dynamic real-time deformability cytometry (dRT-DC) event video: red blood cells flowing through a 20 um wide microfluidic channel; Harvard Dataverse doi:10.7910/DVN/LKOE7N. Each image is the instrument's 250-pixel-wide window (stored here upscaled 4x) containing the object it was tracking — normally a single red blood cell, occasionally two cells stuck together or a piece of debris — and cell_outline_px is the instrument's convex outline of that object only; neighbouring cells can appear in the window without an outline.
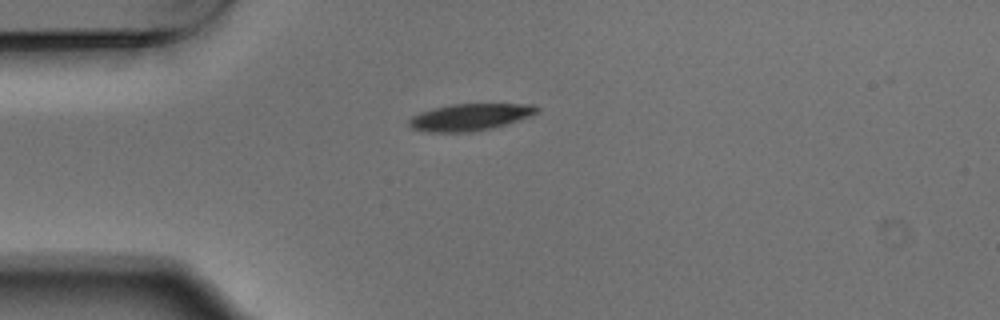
{"species": "Egyptian fruit bat (a non-hibernating species)", "species_latin": "Rousettus aegyptiacus", "temperature_condition": "warm", "stored_images_in_passage": 3, "camera_frame_rate_fps": 3000, "um_per_image_px": 0.085, "animal": {"sex": "male"}, "frame": {"image": 1, "passage_image": 1, "time_ms": 0.0, "image_size_px": [1000, 320], "cell_outline_px": [[540, 112], [492, 128], [468, 132], [428, 132], [412, 128], [408, 124], [408, 120], [412, 116], [420, 112], [432, 108], [452, 104], [532, 104], [540, 108]], "centroid_in_image_um": [39.91, 9.94], "position_along_channel_um": 45.1, "area_um2": 19.88}}
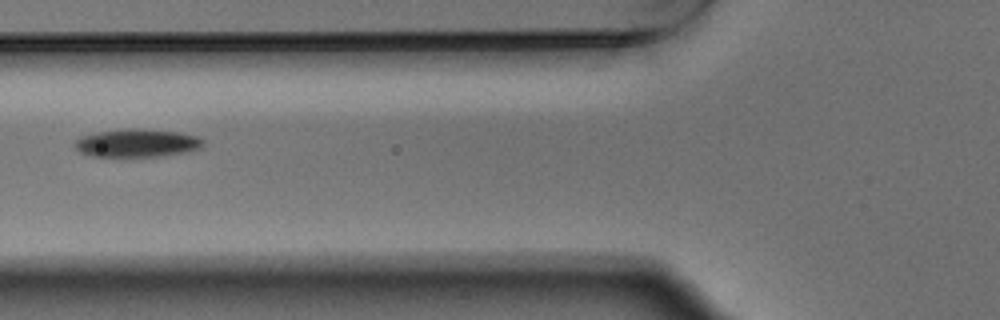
{"frame": {"image": 2, "passage_image": 3, "time_ms": 0.667, "image_size_px": [1000, 320], "cell_outline_px": [[204, 144], [200, 148], [188, 152], [160, 156], [92, 156], [80, 152], [72, 144], [80, 136], [96, 132], [128, 128], [136, 128], [176, 132], [200, 136], [204, 140]], "centroid_in_image_um": [11.65, 12.15], "position_along_channel_um": 114.1, "area_um2": 21.1}}